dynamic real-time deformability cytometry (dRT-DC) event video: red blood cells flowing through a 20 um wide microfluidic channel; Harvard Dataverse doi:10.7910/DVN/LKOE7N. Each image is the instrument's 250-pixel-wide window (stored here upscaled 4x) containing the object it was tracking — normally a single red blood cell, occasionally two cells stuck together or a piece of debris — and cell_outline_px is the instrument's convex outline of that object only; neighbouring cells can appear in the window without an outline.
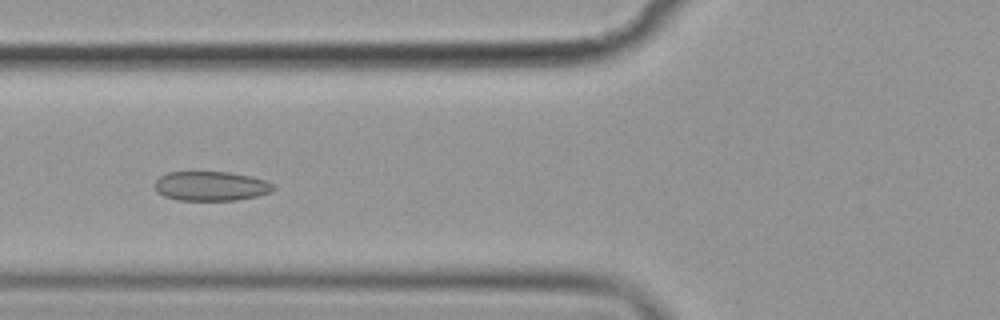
{"species": "common noctule bat (a hibernating species)", "species_latin": "Nyctalus noctula", "temperature_condition": "cold", "stored_images_in_passage": 47, "camera_frame_rate_fps": 3000, "um_per_image_px": 0.085, "animal": {"sex": "female", "body_mass_g": 19.9}, "frame": {"image": 1, "passage_image": 19, "time_ms": 6.0, "image_size_px": [1000, 320], "cell_outline_px": [[276, 188], [272, 192], [256, 196], [236, 200], [176, 200], [164, 196], [156, 188], [156, 180], [160, 176], [168, 172], [228, 172], [252, 176], [264, 180], [272, 184]], "centroid_in_image_um": [17.96, 15.81], "position_along_channel_um": 107.8, "area_um2": 20.23}}
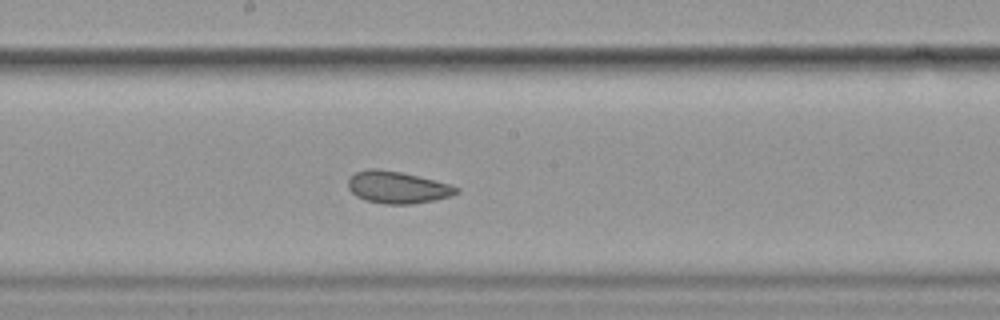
{"frame": {"image": 2, "passage_image": 28, "time_ms": 9.0, "image_size_px": [1000, 320], "cell_outline_px": [[460, 192], [452, 196], [412, 204], [384, 204], [364, 200], [356, 196], [348, 188], [348, 180], [356, 172], [368, 168], [376, 168], [400, 172], [448, 184], [460, 188]], "centroid_in_image_um": [33.76, 15.93], "position_along_channel_um": 214.4, "area_um2": 20.06}}
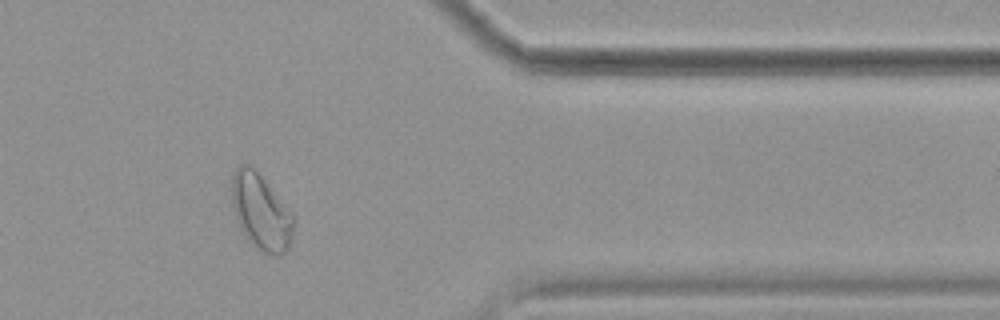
{"frame": {"image": 3, "passage_image": 44, "time_ms": 14.333, "image_size_px": [1000, 320], "cell_outline_px": [[296, 216], [292, 236], [288, 248], [280, 256], [276, 256], [264, 252], [256, 248], [248, 240], [240, 228], [236, 220], [232, 200], [232, 172], [240, 164], [248, 164], [264, 180]], "centroid_in_image_um": [22.2, 18.03], "position_along_channel_um": 389.2, "area_um2": 27.28}, "authors_computed_cell_mechanics": {"area_um2": 21.386, "velocity_mm_per_s": 3.5518, "shape_relaxation_time_tau1_ms": 7.557, "shape_relaxation_time_tau2_ms": 1.4065, "deformation_change_tau1": 0.1331, "deformation_change_tau2": 0.0647}}